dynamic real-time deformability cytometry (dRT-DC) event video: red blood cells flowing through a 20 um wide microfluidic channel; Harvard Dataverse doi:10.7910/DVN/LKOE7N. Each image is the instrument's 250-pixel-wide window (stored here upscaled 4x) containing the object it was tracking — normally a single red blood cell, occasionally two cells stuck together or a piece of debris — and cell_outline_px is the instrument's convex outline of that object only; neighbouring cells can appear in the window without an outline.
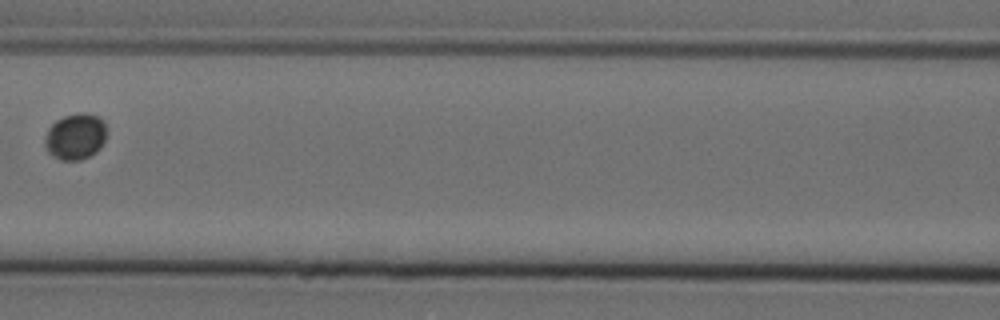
{"species": "Egyptian fruit bat (a non-hibernating species)", "species_latin": "Rousettus aegyptiacus", "temperature_condition": "cold", "stored_images_in_passage": 9, "camera_frame_rate_fps": 3000, "um_per_image_px": 0.085, "animal": {"sex": "female"}, "frame": {"image": 1, "passage_image": 6, "time_ms": 1.667, "image_size_px": [1000, 320], "cell_outline_px": [[108, 132], [100, 148], [96, 152], [80, 160], [60, 160], [48, 152], [44, 144], [44, 136], [48, 128], [56, 120], [64, 116], [80, 112], [84, 112], [96, 116], [104, 120]], "centroid_in_image_um": [6.41, 11.59], "position_along_channel_um": 160.2, "area_um2": 16.82}}
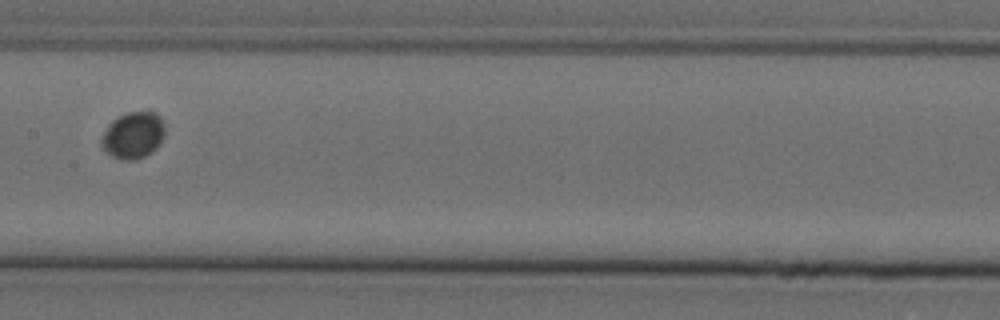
{"frame": {"image": 2, "passage_image": 7, "time_ms": 2.0, "image_size_px": [1000, 320], "cell_outline_px": [[164, 136], [160, 144], [152, 152], [136, 160], [120, 160], [112, 156], [100, 144], [100, 140], [108, 124], [112, 120], [128, 112], [156, 112], [164, 120]], "centroid_in_image_um": [11.34, 11.5], "position_along_channel_um": 196.1, "area_um2": 17.34}}